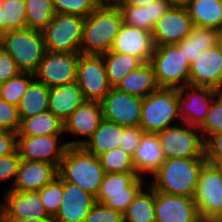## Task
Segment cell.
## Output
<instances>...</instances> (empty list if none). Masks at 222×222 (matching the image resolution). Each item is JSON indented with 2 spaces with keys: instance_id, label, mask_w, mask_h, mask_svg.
<instances>
[{
  "instance_id": "cell-34",
  "label": "cell",
  "mask_w": 222,
  "mask_h": 222,
  "mask_svg": "<svg viewBox=\"0 0 222 222\" xmlns=\"http://www.w3.org/2000/svg\"><path fill=\"white\" fill-rule=\"evenodd\" d=\"M144 189L137 194L122 214L124 222H155V191L149 184H146Z\"/></svg>"
},
{
  "instance_id": "cell-11",
  "label": "cell",
  "mask_w": 222,
  "mask_h": 222,
  "mask_svg": "<svg viewBox=\"0 0 222 222\" xmlns=\"http://www.w3.org/2000/svg\"><path fill=\"white\" fill-rule=\"evenodd\" d=\"M193 200L201 217L222 215V177L214 165L206 162L202 166Z\"/></svg>"
},
{
  "instance_id": "cell-43",
  "label": "cell",
  "mask_w": 222,
  "mask_h": 222,
  "mask_svg": "<svg viewBox=\"0 0 222 222\" xmlns=\"http://www.w3.org/2000/svg\"><path fill=\"white\" fill-rule=\"evenodd\" d=\"M123 215L104 205L95 202L90 212L86 216L85 222H122Z\"/></svg>"
},
{
  "instance_id": "cell-55",
  "label": "cell",
  "mask_w": 222,
  "mask_h": 222,
  "mask_svg": "<svg viewBox=\"0 0 222 222\" xmlns=\"http://www.w3.org/2000/svg\"><path fill=\"white\" fill-rule=\"evenodd\" d=\"M172 5L185 6L189 0H168Z\"/></svg>"
},
{
  "instance_id": "cell-48",
  "label": "cell",
  "mask_w": 222,
  "mask_h": 222,
  "mask_svg": "<svg viewBox=\"0 0 222 222\" xmlns=\"http://www.w3.org/2000/svg\"><path fill=\"white\" fill-rule=\"evenodd\" d=\"M17 150V133L0 130V156H6Z\"/></svg>"
},
{
  "instance_id": "cell-3",
  "label": "cell",
  "mask_w": 222,
  "mask_h": 222,
  "mask_svg": "<svg viewBox=\"0 0 222 222\" xmlns=\"http://www.w3.org/2000/svg\"><path fill=\"white\" fill-rule=\"evenodd\" d=\"M122 25L119 8L97 7L85 18L80 53L101 55L109 52Z\"/></svg>"
},
{
  "instance_id": "cell-2",
  "label": "cell",
  "mask_w": 222,
  "mask_h": 222,
  "mask_svg": "<svg viewBox=\"0 0 222 222\" xmlns=\"http://www.w3.org/2000/svg\"><path fill=\"white\" fill-rule=\"evenodd\" d=\"M104 175L99 158L82 146H68L58 167V176L63 181L77 184L95 198Z\"/></svg>"
},
{
  "instance_id": "cell-37",
  "label": "cell",
  "mask_w": 222,
  "mask_h": 222,
  "mask_svg": "<svg viewBox=\"0 0 222 222\" xmlns=\"http://www.w3.org/2000/svg\"><path fill=\"white\" fill-rule=\"evenodd\" d=\"M3 9L4 33L27 28L25 0H0Z\"/></svg>"
},
{
  "instance_id": "cell-1",
  "label": "cell",
  "mask_w": 222,
  "mask_h": 222,
  "mask_svg": "<svg viewBox=\"0 0 222 222\" xmlns=\"http://www.w3.org/2000/svg\"><path fill=\"white\" fill-rule=\"evenodd\" d=\"M206 162L205 158L165 159L149 185L154 191L193 198L199 172Z\"/></svg>"
},
{
  "instance_id": "cell-17",
  "label": "cell",
  "mask_w": 222,
  "mask_h": 222,
  "mask_svg": "<svg viewBox=\"0 0 222 222\" xmlns=\"http://www.w3.org/2000/svg\"><path fill=\"white\" fill-rule=\"evenodd\" d=\"M0 206V220H22L49 217L39 191L17 192L8 190Z\"/></svg>"
},
{
  "instance_id": "cell-12",
  "label": "cell",
  "mask_w": 222,
  "mask_h": 222,
  "mask_svg": "<svg viewBox=\"0 0 222 222\" xmlns=\"http://www.w3.org/2000/svg\"><path fill=\"white\" fill-rule=\"evenodd\" d=\"M219 92L212 87L191 85L178 89L179 120L199 128L204 123L212 102Z\"/></svg>"
},
{
  "instance_id": "cell-40",
  "label": "cell",
  "mask_w": 222,
  "mask_h": 222,
  "mask_svg": "<svg viewBox=\"0 0 222 222\" xmlns=\"http://www.w3.org/2000/svg\"><path fill=\"white\" fill-rule=\"evenodd\" d=\"M198 129L204 142L211 135L222 132V91L216 95L204 123Z\"/></svg>"
},
{
  "instance_id": "cell-8",
  "label": "cell",
  "mask_w": 222,
  "mask_h": 222,
  "mask_svg": "<svg viewBox=\"0 0 222 222\" xmlns=\"http://www.w3.org/2000/svg\"><path fill=\"white\" fill-rule=\"evenodd\" d=\"M85 18L72 14H55L42 31L46 51L80 53Z\"/></svg>"
},
{
  "instance_id": "cell-22",
  "label": "cell",
  "mask_w": 222,
  "mask_h": 222,
  "mask_svg": "<svg viewBox=\"0 0 222 222\" xmlns=\"http://www.w3.org/2000/svg\"><path fill=\"white\" fill-rule=\"evenodd\" d=\"M94 203L93 195L77 184L63 181L62 201L54 219L56 222H85Z\"/></svg>"
},
{
  "instance_id": "cell-32",
  "label": "cell",
  "mask_w": 222,
  "mask_h": 222,
  "mask_svg": "<svg viewBox=\"0 0 222 222\" xmlns=\"http://www.w3.org/2000/svg\"><path fill=\"white\" fill-rule=\"evenodd\" d=\"M50 88L34 79L20 100L19 116L29 118L48 110Z\"/></svg>"
},
{
  "instance_id": "cell-57",
  "label": "cell",
  "mask_w": 222,
  "mask_h": 222,
  "mask_svg": "<svg viewBox=\"0 0 222 222\" xmlns=\"http://www.w3.org/2000/svg\"><path fill=\"white\" fill-rule=\"evenodd\" d=\"M2 89H3V83L0 82V98H1V94H2Z\"/></svg>"
},
{
  "instance_id": "cell-35",
  "label": "cell",
  "mask_w": 222,
  "mask_h": 222,
  "mask_svg": "<svg viewBox=\"0 0 222 222\" xmlns=\"http://www.w3.org/2000/svg\"><path fill=\"white\" fill-rule=\"evenodd\" d=\"M27 28L43 31L56 14L52 0H25Z\"/></svg>"
},
{
  "instance_id": "cell-38",
  "label": "cell",
  "mask_w": 222,
  "mask_h": 222,
  "mask_svg": "<svg viewBox=\"0 0 222 222\" xmlns=\"http://www.w3.org/2000/svg\"><path fill=\"white\" fill-rule=\"evenodd\" d=\"M34 79L33 73L20 72L3 83L1 98L10 104L18 106L21 98Z\"/></svg>"
},
{
  "instance_id": "cell-54",
  "label": "cell",
  "mask_w": 222,
  "mask_h": 222,
  "mask_svg": "<svg viewBox=\"0 0 222 222\" xmlns=\"http://www.w3.org/2000/svg\"><path fill=\"white\" fill-rule=\"evenodd\" d=\"M216 46L222 52V29L218 30Z\"/></svg>"
},
{
  "instance_id": "cell-56",
  "label": "cell",
  "mask_w": 222,
  "mask_h": 222,
  "mask_svg": "<svg viewBox=\"0 0 222 222\" xmlns=\"http://www.w3.org/2000/svg\"><path fill=\"white\" fill-rule=\"evenodd\" d=\"M209 164L214 165L222 177V163H209Z\"/></svg>"
},
{
  "instance_id": "cell-46",
  "label": "cell",
  "mask_w": 222,
  "mask_h": 222,
  "mask_svg": "<svg viewBox=\"0 0 222 222\" xmlns=\"http://www.w3.org/2000/svg\"><path fill=\"white\" fill-rule=\"evenodd\" d=\"M207 163H222V132L211 135L205 142Z\"/></svg>"
},
{
  "instance_id": "cell-10",
  "label": "cell",
  "mask_w": 222,
  "mask_h": 222,
  "mask_svg": "<svg viewBox=\"0 0 222 222\" xmlns=\"http://www.w3.org/2000/svg\"><path fill=\"white\" fill-rule=\"evenodd\" d=\"M79 57L80 53L46 51L34 77L49 88L73 83L77 79Z\"/></svg>"
},
{
  "instance_id": "cell-33",
  "label": "cell",
  "mask_w": 222,
  "mask_h": 222,
  "mask_svg": "<svg viewBox=\"0 0 222 222\" xmlns=\"http://www.w3.org/2000/svg\"><path fill=\"white\" fill-rule=\"evenodd\" d=\"M101 55L104 60L107 79L112 88H115L128 73L143 64L139 58L127 54L109 51Z\"/></svg>"
},
{
  "instance_id": "cell-20",
  "label": "cell",
  "mask_w": 222,
  "mask_h": 222,
  "mask_svg": "<svg viewBox=\"0 0 222 222\" xmlns=\"http://www.w3.org/2000/svg\"><path fill=\"white\" fill-rule=\"evenodd\" d=\"M155 45L152 32L123 23L116 35L110 51L139 58L143 63L150 62Z\"/></svg>"
},
{
  "instance_id": "cell-51",
  "label": "cell",
  "mask_w": 222,
  "mask_h": 222,
  "mask_svg": "<svg viewBox=\"0 0 222 222\" xmlns=\"http://www.w3.org/2000/svg\"><path fill=\"white\" fill-rule=\"evenodd\" d=\"M157 1V0H126L124 5H130V6H147L150 3Z\"/></svg>"
},
{
  "instance_id": "cell-47",
  "label": "cell",
  "mask_w": 222,
  "mask_h": 222,
  "mask_svg": "<svg viewBox=\"0 0 222 222\" xmlns=\"http://www.w3.org/2000/svg\"><path fill=\"white\" fill-rule=\"evenodd\" d=\"M20 72L13 58L0 47V82L5 83Z\"/></svg>"
},
{
  "instance_id": "cell-52",
  "label": "cell",
  "mask_w": 222,
  "mask_h": 222,
  "mask_svg": "<svg viewBox=\"0 0 222 222\" xmlns=\"http://www.w3.org/2000/svg\"><path fill=\"white\" fill-rule=\"evenodd\" d=\"M197 222H222L221 218H213V217H199Z\"/></svg>"
},
{
  "instance_id": "cell-13",
  "label": "cell",
  "mask_w": 222,
  "mask_h": 222,
  "mask_svg": "<svg viewBox=\"0 0 222 222\" xmlns=\"http://www.w3.org/2000/svg\"><path fill=\"white\" fill-rule=\"evenodd\" d=\"M85 100L100 102L112 88L102 55L80 53L77 79Z\"/></svg>"
},
{
  "instance_id": "cell-53",
  "label": "cell",
  "mask_w": 222,
  "mask_h": 222,
  "mask_svg": "<svg viewBox=\"0 0 222 222\" xmlns=\"http://www.w3.org/2000/svg\"><path fill=\"white\" fill-rule=\"evenodd\" d=\"M4 34L3 9L0 3V37Z\"/></svg>"
},
{
  "instance_id": "cell-41",
  "label": "cell",
  "mask_w": 222,
  "mask_h": 222,
  "mask_svg": "<svg viewBox=\"0 0 222 222\" xmlns=\"http://www.w3.org/2000/svg\"><path fill=\"white\" fill-rule=\"evenodd\" d=\"M56 14H72L86 18L97 8L94 0H52Z\"/></svg>"
},
{
  "instance_id": "cell-27",
  "label": "cell",
  "mask_w": 222,
  "mask_h": 222,
  "mask_svg": "<svg viewBox=\"0 0 222 222\" xmlns=\"http://www.w3.org/2000/svg\"><path fill=\"white\" fill-rule=\"evenodd\" d=\"M115 88L127 94L146 98L150 93L157 90L159 86L151 63L146 62L128 73Z\"/></svg>"
},
{
  "instance_id": "cell-23",
  "label": "cell",
  "mask_w": 222,
  "mask_h": 222,
  "mask_svg": "<svg viewBox=\"0 0 222 222\" xmlns=\"http://www.w3.org/2000/svg\"><path fill=\"white\" fill-rule=\"evenodd\" d=\"M58 176V168L51 163L21 160L13 185L8 190L39 191Z\"/></svg>"
},
{
  "instance_id": "cell-7",
  "label": "cell",
  "mask_w": 222,
  "mask_h": 222,
  "mask_svg": "<svg viewBox=\"0 0 222 222\" xmlns=\"http://www.w3.org/2000/svg\"><path fill=\"white\" fill-rule=\"evenodd\" d=\"M144 184V177L137 173H105L95 202L123 214Z\"/></svg>"
},
{
  "instance_id": "cell-31",
  "label": "cell",
  "mask_w": 222,
  "mask_h": 222,
  "mask_svg": "<svg viewBox=\"0 0 222 222\" xmlns=\"http://www.w3.org/2000/svg\"><path fill=\"white\" fill-rule=\"evenodd\" d=\"M218 30L193 26L188 37L176 45L183 50L189 65L203 51L216 45Z\"/></svg>"
},
{
  "instance_id": "cell-42",
  "label": "cell",
  "mask_w": 222,
  "mask_h": 222,
  "mask_svg": "<svg viewBox=\"0 0 222 222\" xmlns=\"http://www.w3.org/2000/svg\"><path fill=\"white\" fill-rule=\"evenodd\" d=\"M20 124L18 107L0 98V130L18 133Z\"/></svg>"
},
{
  "instance_id": "cell-21",
  "label": "cell",
  "mask_w": 222,
  "mask_h": 222,
  "mask_svg": "<svg viewBox=\"0 0 222 222\" xmlns=\"http://www.w3.org/2000/svg\"><path fill=\"white\" fill-rule=\"evenodd\" d=\"M103 120L101 103L85 100L64 123V132L79 137H87L81 140L66 141L68 146H82L99 127Z\"/></svg>"
},
{
  "instance_id": "cell-39",
  "label": "cell",
  "mask_w": 222,
  "mask_h": 222,
  "mask_svg": "<svg viewBox=\"0 0 222 222\" xmlns=\"http://www.w3.org/2000/svg\"><path fill=\"white\" fill-rule=\"evenodd\" d=\"M45 210L50 217H55L62 201L63 180L57 176L51 183L39 190Z\"/></svg>"
},
{
  "instance_id": "cell-28",
  "label": "cell",
  "mask_w": 222,
  "mask_h": 222,
  "mask_svg": "<svg viewBox=\"0 0 222 222\" xmlns=\"http://www.w3.org/2000/svg\"><path fill=\"white\" fill-rule=\"evenodd\" d=\"M185 7L193 26L222 29V0H189Z\"/></svg>"
},
{
  "instance_id": "cell-4",
  "label": "cell",
  "mask_w": 222,
  "mask_h": 222,
  "mask_svg": "<svg viewBox=\"0 0 222 222\" xmlns=\"http://www.w3.org/2000/svg\"><path fill=\"white\" fill-rule=\"evenodd\" d=\"M0 47L13 58L21 72L33 74L46 53L42 31L31 28L7 31L0 37Z\"/></svg>"
},
{
  "instance_id": "cell-14",
  "label": "cell",
  "mask_w": 222,
  "mask_h": 222,
  "mask_svg": "<svg viewBox=\"0 0 222 222\" xmlns=\"http://www.w3.org/2000/svg\"><path fill=\"white\" fill-rule=\"evenodd\" d=\"M143 98L111 88L100 101L103 119L118 125L139 126Z\"/></svg>"
},
{
  "instance_id": "cell-36",
  "label": "cell",
  "mask_w": 222,
  "mask_h": 222,
  "mask_svg": "<svg viewBox=\"0 0 222 222\" xmlns=\"http://www.w3.org/2000/svg\"><path fill=\"white\" fill-rule=\"evenodd\" d=\"M105 173H136L132 156L120 147L98 156Z\"/></svg>"
},
{
  "instance_id": "cell-18",
  "label": "cell",
  "mask_w": 222,
  "mask_h": 222,
  "mask_svg": "<svg viewBox=\"0 0 222 222\" xmlns=\"http://www.w3.org/2000/svg\"><path fill=\"white\" fill-rule=\"evenodd\" d=\"M189 85L222 91V52L216 45L201 52L190 64Z\"/></svg>"
},
{
  "instance_id": "cell-29",
  "label": "cell",
  "mask_w": 222,
  "mask_h": 222,
  "mask_svg": "<svg viewBox=\"0 0 222 222\" xmlns=\"http://www.w3.org/2000/svg\"><path fill=\"white\" fill-rule=\"evenodd\" d=\"M122 126L103 119L91 137L82 145L89 153L99 156L120 147Z\"/></svg>"
},
{
  "instance_id": "cell-6",
  "label": "cell",
  "mask_w": 222,
  "mask_h": 222,
  "mask_svg": "<svg viewBox=\"0 0 222 222\" xmlns=\"http://www.w3.org/2000/svg\"><path fill=\"white\" fill-rule=\"evenodd\" d=\"M150 63L159 88H176L189 85L187 58L176 44L155 47Z\"/></svg>"
},
{
  "instance_id": "cell-50",
  "label": "cell",
  "mask_w": 222,
  "mask_h": 222,
  "mask_svg": "<svg viewBox=\"0 0 222 222\" xmlns=\"http://www.w3.org/2000/svg\"><path fill=\"white\" fill-rule=\"evenodd\" d=\"M2 222H56L53 217H46V218H38V219H22V220H1Z\"/></svg>"
},
{
  "instance_id": "cell-15",
  "label": "cell",
  "mask_w": 222,
  "mask_h": 222,
  "mask_svg": "<svg viewBox=\"0 0 222 222\" xmlns=\"http://www.w3.org/2000/svg\"><path fill=\"white\" fill-rule=\"evenodd\" d=\"M60 136H17V150L21 160L47 162L58 168L68 148L66 142L59 143Z\"/></svg>"
},
{
  "instance_id": "cell-44",
  "label": "cell",
  "mask_w": 222,
  "mask_h": 222,
  "mask_svg": "<svg viewBox=\"0 0 222 222\" xmlns=\"http://www.w3.org/2000/svg\"><path fill=\"white\" fill-rule=\"evenodd\" d=\"M144 133L145 132L139 126H122L120 148L130 156H133Z\"/></svg>"
},
{
  "instance_id": "cell-45",
  "label": "cell",
  "mask_w": 222,
  "mask_h": 222,
  "mask_svg": "<svg viewBox=\"0 0 222 222\" xmlns=\"http://www.w3.org/2000/svg\"><path fill=\"white\" fill-rule=\"evenodd\" d=\"M20 161L18 150L10 155L0 156V182L13 178L15 181Z\"/></svg>"
},
{
  "instance_id": "cell-24",
  "label": "cell",
  "mask_w": 222,
  "mask_h": 222,
  "mask_svg": "<svg viewBox=\"0 0 222 222\" xmlns=\"http://www.w3.org/2000/svg\"><path fill=\"white\" fill-rule=\"evenodd\" d=\"M84 101L82 90L76 81L58 85L50 88L48 110L65 123Z\"/></svg>"
},
{
  "instance_id": "cell-16",
  "label": "cell",
  "mask_w": 222,
  "mask_h": 222,
  "mask_svg": "<svg viewBox=\"0 0 222 222\" xmlns=\"http://www.w3.org/2000/svg\"><path fill=\"white\" fill-rule=\"evenodd\" d=\"M193 24L185 6L172 5L152 31L155 47L177 44L190 34Z\"/></svg>"
},
{
  "instance_id": "cell-30",
  "label": "cell",
  "mask_w": 222,
  "mask_h": 222,
  "mask_svg": "<svg viewBox=\"0 0 222 222\" xmlns=\"http://www.w3.org/2000/svg\"><path fill=\"white\" fill-rule=\"evenodd\" d=\"M64 123L49 110L21 120L17 136L63 135Z\"/></svg>"
},
{
  "instance_id": "cell-25",
  "label": "cell",
  "mask_w": 222,
  "mask_h": 222,
  "mask_svg": "<svg viewBox=\"0 0 222 222\" xmlns=\"http://www.w3.org/2000/svg\"><path fill=\"white\" fill-rule=\"evenodd\" d=\"M165 159L157 134L144 133L138 148L132 156V163L136 173L140 177L144 174L153 175Z\"/></svg>"
},
{
  "instance_id": "cell-9",
  "label": "cell",
  "mask_w": 222,
  "mask_h": 222,
  "mask_svg": "<svg viewBox=\"0 0 222 222\" xmlns=\"http://www.w3.org/2000/svg\"><path fill=\"white\" fill-rule=\"evenodd\" d=\"M157 136L166 159L205 158L204 140L197 127L174 123Z\"/></svg>"
},
{
  "instance_id": "cell-5",
  "label": "cell",
  "mask_w": 222,
  "mask_h": 222,
  "mask_svg": "<svg viewBox=\"0 0 222 222\" xmlns=\"http://www.w3.org/2000/svg\"><path fill=\"white\" fill-rule=\"evenodd\" d=\"M179 119L178 89L158 88L143 98L139 127L145 133L157 134Z\"/></svg>"
},
{
  "instance_id": "cell-19",
  "label": "cell",
  "mask_w": 222,
  "mask_h": 222,
  "mask_svg": "<svg viewBox=\"0 0 222 222\" xmlns=\"http://www.w3.org/2000/svg\"><path fill=\"white\" fill-rule=\"evenodd\" d=\"M199 217L192 197L155 191V222H197Z\"/></svg>"
},
{
  "instance_id": "cell-49",
  "label": "cell",
  "mask_w": 222,
  "mask_h": 222,
  "mask_svg": "<svg viewBox=\"0 0 222 222\" xmlns=\"http://www.w3.org/2000/svg\"><path fill=\"white\" fill-rule=\"evenodd\" d=\"M126 0H94L97 7L119 8Z\"/></svg>"
},
{
  "instance_id": "cell-26",
  "label": "cell",
  "mask_w": 222,
  "mask_h": 222,
  "mask_svg": "<svg viewBox=\"0 0 222 222\" xmlns=\"http://www.w3.org/2000/svg\"><path fill=\"white\" fill-rule=\"evenodd\" d=\"M171 6L168 0H157L144 7L122 5L119 9L123 23L152 32L156 22Z\"/></svg>"
}]
</instances>
